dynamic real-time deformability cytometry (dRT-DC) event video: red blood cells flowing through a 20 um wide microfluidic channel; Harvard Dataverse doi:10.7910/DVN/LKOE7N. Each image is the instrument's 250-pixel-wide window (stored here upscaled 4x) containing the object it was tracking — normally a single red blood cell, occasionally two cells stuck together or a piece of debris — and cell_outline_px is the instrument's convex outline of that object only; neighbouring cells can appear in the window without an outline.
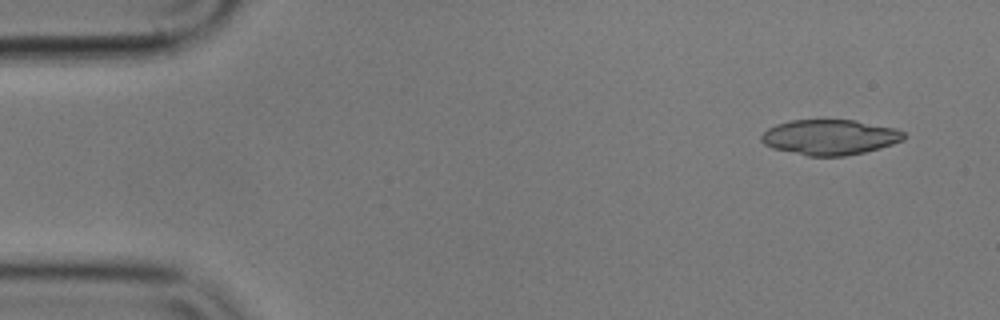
{"species": "common noctule bat (a hibernating species)", "species_latin": "Nyctalus noctula", "temperature_condition": "cold", "stored_images_in_passage": 51, "segment_of_instrument_passage": [1, 2], "camera_frame_rate_fps": 3000, "um_per_image_px": 0.085, "animal": {"sex": "male", "body_mass_g": 17.9}, "frame": {"image": 1, "passage_image": 1, "time_ms": 0.0, "image_size_px": [1000, 320], "cell_outline_px": [[904, 140], [880, 148], [864, 152], [844, 156], [808, 156], [772, 148], [764, 144], [760, 140], [760, 136], [768, 128], [776, 124], [788, 120], [856, 120], [896, 128], [904, 132]], "centroid_in_image_um": [70.52, 11.65], "position_along_channel_um": 14.5, "area_um2": 29.42}}